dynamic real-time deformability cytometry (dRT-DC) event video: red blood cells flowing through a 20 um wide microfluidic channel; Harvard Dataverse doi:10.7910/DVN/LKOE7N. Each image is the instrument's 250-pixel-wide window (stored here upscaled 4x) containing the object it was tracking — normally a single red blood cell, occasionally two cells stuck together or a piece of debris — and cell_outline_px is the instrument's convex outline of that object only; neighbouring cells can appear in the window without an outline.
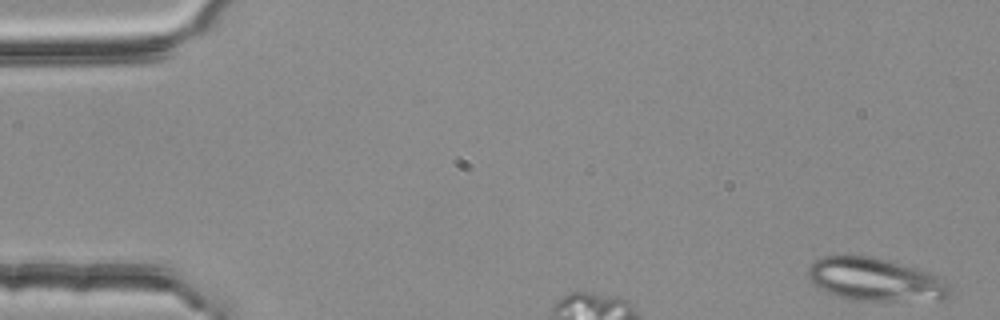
{"species": "common noctule bat (a hibernating species)", "species_latin": "Nyctalus noctula", "temperature_condition": "room temperature", "stored_images_in_passage": 4, "camera_frame_rate_fps": 3000, "um_per_image_px": 0.085, "animal": {"sex": "female", "body_mass_g": 25.1}, "frame": {"image": 1, "passage_image": 1, "time_ms": 0.0, "image_size_px": [1000, 320], "cell_outline_px": [[952, 292], [948, 296], [940, 300], [852, 300], [824, 292], [812, 284], [808, 276], [808, 268], [820, 256], [836, 252], [844, 252], [872, 256], [916, 268], [928, 272], [952, 284]], "centroid_in_image_um": [74.34, 23.72], "position_along_channel_um": 10.7, "area_um2": 36.47}}